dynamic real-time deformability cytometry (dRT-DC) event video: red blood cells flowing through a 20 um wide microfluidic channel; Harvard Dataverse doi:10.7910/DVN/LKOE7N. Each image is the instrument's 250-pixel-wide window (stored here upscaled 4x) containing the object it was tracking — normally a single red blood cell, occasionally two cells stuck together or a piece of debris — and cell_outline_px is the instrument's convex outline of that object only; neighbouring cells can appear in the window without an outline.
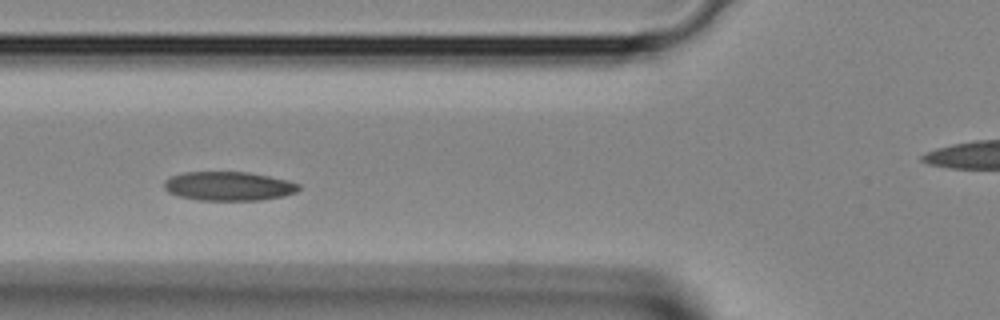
{"species": "Egyptian fruit bat (a non-hibernating species)", "species_latin": "Rousettus aegyptiacus", "temperature_condition": "room temperature", "stored_images_in_passage": 4, "camera_frame_rate_fps": 3000, "um_per_image_px": 0.085, "animal": {"sex": "female"}, "frame": {"image": 1, "passage_image": 3, "time_ms": 0.667, "image_size_px": [1000, 320], "cell_outline_px": [[300, 188], [296, 192], [284, 196], [260, 200], [196, 200], [180, 196], [168, 192], [164, 188], [164, 180], [172, 176], [184, 172], [248, 172], [288, 180], [300, 184]], "centroid_in_image_um": [19.44, 15.82], "position_along_channel_um": 106.4, "area_um2": 22.77}}